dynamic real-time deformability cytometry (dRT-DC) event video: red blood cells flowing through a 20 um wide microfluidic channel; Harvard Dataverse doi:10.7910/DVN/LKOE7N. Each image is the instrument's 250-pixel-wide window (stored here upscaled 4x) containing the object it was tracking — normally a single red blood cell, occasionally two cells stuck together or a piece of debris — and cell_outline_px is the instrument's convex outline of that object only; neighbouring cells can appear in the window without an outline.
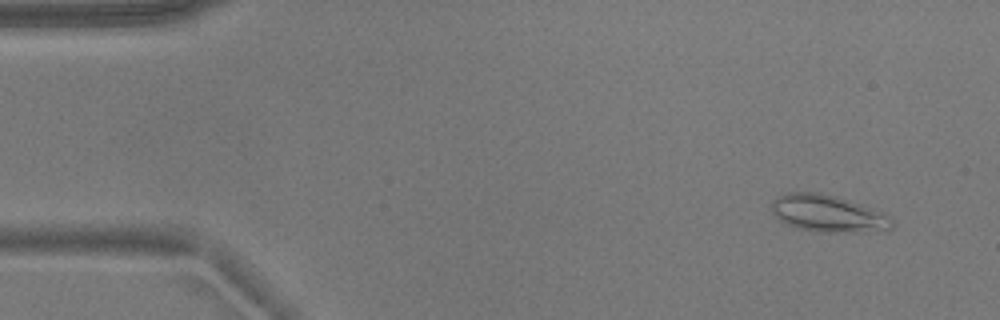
{"species": "common noctule bat (a hibernating species)", "species_latin": "Nyctalus noctula", "temperature_condition": "warm", "stored_images_in_passage": 53, "camera_frame_rate_fps": 3000, "um_per_image_px": 0.085, "animal": {"sex": "male", "body_mass_g": 17.9}, "frame": {"image": 1, "passage_image": 4, "time_ms": 1.0, "image_size_px": [1000, 320], "cell_outline_px": [[896, 220], [892, 228], [888, 232], [820, 232], [796, 228], [780, 220], [772, 212], [772, 200], [776, 196], [784, 192], [820, 192], [836, 196], [884, 212], [892, 216]], "centroid_in_image_um": [70.46, 18.16], "position_along_channel_um": 14.5, "area_um2": 26.65}}
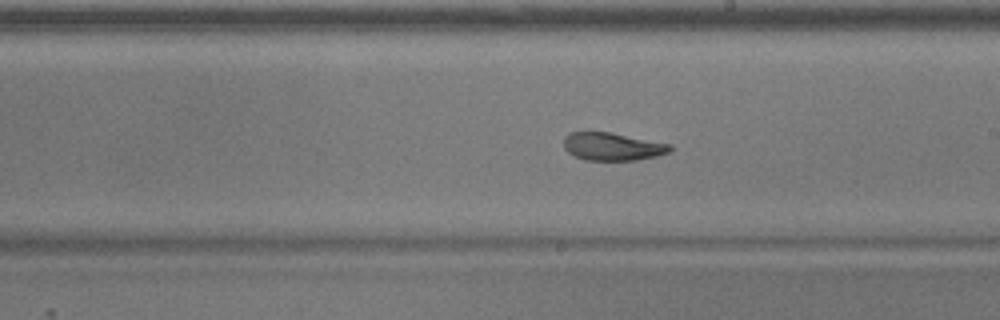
{"frame": {"image": 2, "passage_image": 30, "time_ms": 9.667, "image_size_px": [1000, 320], "cell_outline_px": [[672, 148], [668, 152], [656, 156], [636, 160], [584, 160], [568, 152], [564, 148], [564, 136], [568, 132], [612, 132], [672, 144]], "centroid_in_image_um": [52.05, 12.44], "position_along_channel_um": 236.9, "area_um2": 17.34}}
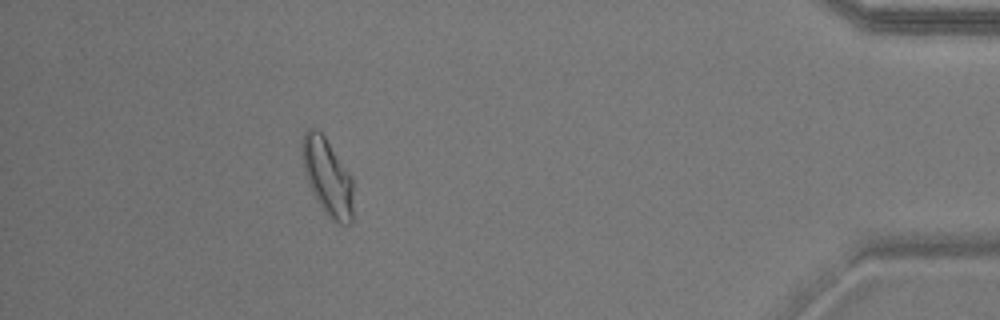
{"frame": {"image": 3, "passage_image": 48, "time_ms": 15.667, "image_size_px": [1000, 320], "cell_outline_px": [[352, 220], [348, 224], [340, 224], [332, 220], [324, 212], [312, 192], [308, 184], [304, 172], [304, 132], [308, 128], [316, 128], [324, 136], [352, 176]], "centroid_in_image_um": [27.86, 15.08], "position_along_channel_um": 407.3, "area_um2": 22.43}, "authors_computed_cell_mechanics": {"area_um2": 20.0566, "velocity_mm_per_s": 3.7447, "shape_relaxation_time_tau1_ms": null, "shape_relaxation_time_tau2_ms": 3.448, "deformation_change_tau1": null, "deformation_change_tau2": 0.1132}}